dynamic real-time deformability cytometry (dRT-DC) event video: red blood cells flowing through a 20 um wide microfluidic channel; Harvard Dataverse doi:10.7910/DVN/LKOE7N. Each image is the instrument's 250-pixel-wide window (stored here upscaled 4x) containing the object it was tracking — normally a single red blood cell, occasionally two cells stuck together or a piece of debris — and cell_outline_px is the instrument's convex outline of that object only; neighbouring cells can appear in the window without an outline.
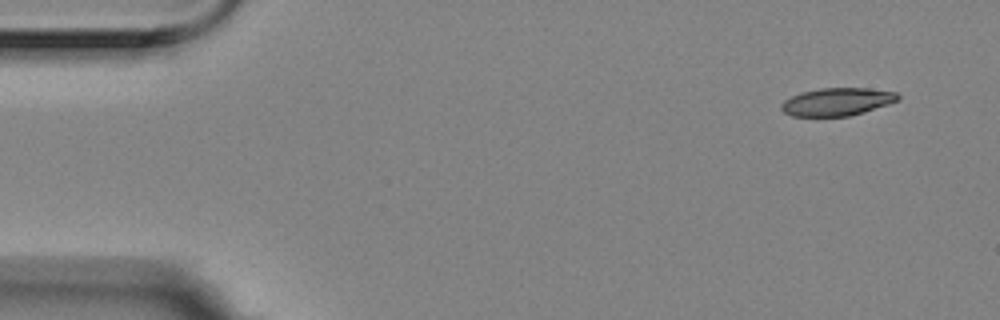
{"species": "Egyptian fruit bat (a non-hibernating species)", "species_latin": "Rousettus aegyptiacus", "temperature_condition": "room temperature", "stored_images_in_passage": 5, "camera_frame_rate_fps": 3000, "um_per_image_px": 0.085, "animal": {"sex": "female"}, "frame": {"image": 1, "passage_image": 1, "time_ms": 0.0, "image_size_px": [1000, 320], "cell_outline_px": [[900, 100], [864, 112], [848, 116], [792, 116], [784, 112], [780, 108], [780, 104], [784, 100], [800, 92], [820, 88], [868, 88], [896, 92], [900, 96]], "centroid_in_image_um": [71.15, 8.64], "position_along_channel_um": 13.9, "area_um2": 18.96}}
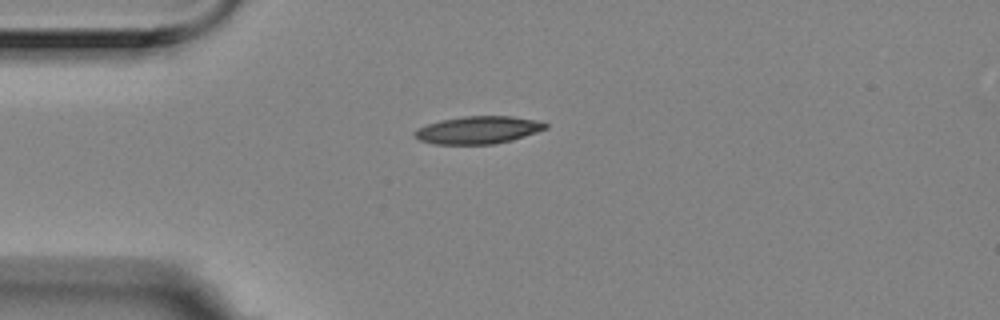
{"frame": {"image": 2, "passage_image": 4, "time_ms": 1.0, "image_size_px": [1000, 320], "cell_outline_px": [[548, 128], [512, 140], [492, 144], [436, 144], [420, 140], [412, 132], [416, 128], [440, 120], [464, 116], [512, 116], [540, 120], [548, 124]], "centroid_in_image_um": [40.66, 11.04], "position_along_channel_um": 44.3, "area_um2": 21.04}}